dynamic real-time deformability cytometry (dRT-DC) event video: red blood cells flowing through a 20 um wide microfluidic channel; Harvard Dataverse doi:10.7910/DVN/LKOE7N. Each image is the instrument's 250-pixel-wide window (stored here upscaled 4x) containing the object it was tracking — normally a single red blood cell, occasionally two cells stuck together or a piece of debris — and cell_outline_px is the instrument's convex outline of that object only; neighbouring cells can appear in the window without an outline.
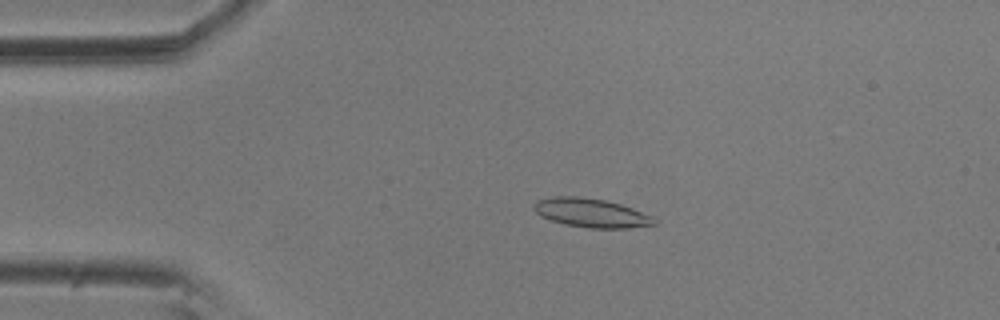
{"species": "common noctule bat (a hibernating species)", "species_latin": "Nyctalus noctula", "temperature_condition": "room temperature", "stored_images_in_passage": 5, "camera_frame_rate_fps": 3000, "um_per_image_px": 0.085, "animal": {"sex": "male", "body_mass_g": 20.5, "forearm_length_mm": 52.5}, "frame": {"image": 1, "passage_image": 4, "time_ms": 1.0, "image_size_px": [1000, 320], "cell_outline_px": [[656, 224], [628, 228], [588, 228], [564, 224], [540, 216], [532, 208], [536, 200], [552, 196], [580, 196], [604, 200], [620, 204], [632, 208], [652, 216], [656, 220]], "centroid_in_image_um": [50.22, 18.09], "position_along_channel_um": 34.8, "area_um2": 20.29}}